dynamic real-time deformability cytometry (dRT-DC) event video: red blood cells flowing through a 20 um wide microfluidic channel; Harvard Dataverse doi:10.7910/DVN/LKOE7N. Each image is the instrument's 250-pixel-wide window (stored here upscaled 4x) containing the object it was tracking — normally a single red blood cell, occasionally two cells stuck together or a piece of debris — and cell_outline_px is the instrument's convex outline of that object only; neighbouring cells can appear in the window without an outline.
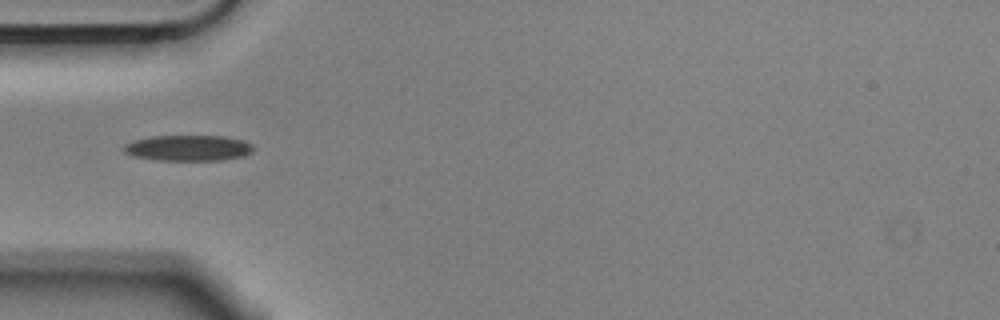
{"species": "Egyptian fruit bat (a non-hibernating species)", "species_latin": "Rousettus aegyptiacus", "temperature_condition": "cold", "stored_images_in_passage": 7, "camera_frame_rate_fps": 3000, "um_per_image_px": 0.085, "animal": {"sex": "male"}, "frame": {"image": 1, "passage_image": 5, "time_ms": 1.333, "image_size_px": [1000, 320], "cell_outline_px": [[252, 152], [244, 156], [220, 160], [156, 160], [132, 156], [124, 152], [124, 144], [136, 140], [152, 136], [224, 136], [244, 140], [252, 144]], "centroid_in_image_um": [16.01, 12.58], "position_along_channel_um": 69.0, "area_um2": 19.42}}
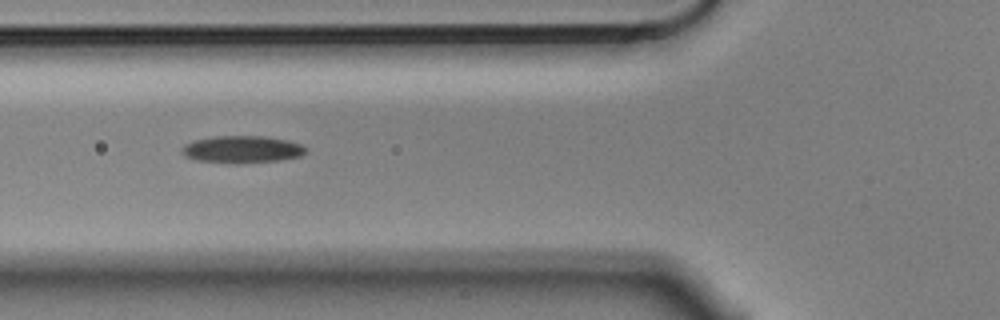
{"frame": {"image": 2, "passage_image": 6, "time_ms": 1.667, "image_size_px": [1000, 320], "cell_outline_px": [[308, 148], [300, 156], [276, 160], [236, 164], [196, 160], [184, 156], [180, 152], [180, 148], [184, 144], [192, 140], [212, 136], [264, 136], [288, 140], [300, 144]], "centroid_in_image_um": [20.5, 12.69], "position_along_channel_um": 105.3, "area_um2": 19.83}}
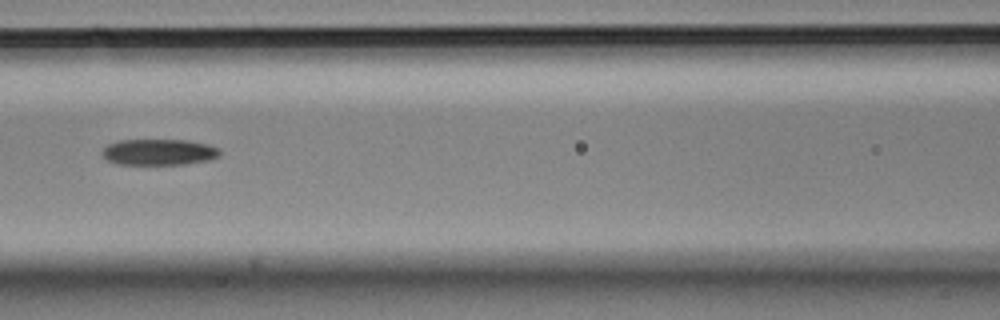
{"frame": {"image": 3, "passage_image": 7, "time_ms": 2.0, "image_size_px": [1000, 320], "cell_outline_px": [[220, 156], [212, 160], [184, 164], [116, 164], [108, 160], [100, 152], [108, 144], [120, 140], [188, 140], [208, 144], [220, 148]], "centroid_in_image_um": [13.55, 12.92], "position_along_channel_um": 153.1, "area_um2": 18.03}}